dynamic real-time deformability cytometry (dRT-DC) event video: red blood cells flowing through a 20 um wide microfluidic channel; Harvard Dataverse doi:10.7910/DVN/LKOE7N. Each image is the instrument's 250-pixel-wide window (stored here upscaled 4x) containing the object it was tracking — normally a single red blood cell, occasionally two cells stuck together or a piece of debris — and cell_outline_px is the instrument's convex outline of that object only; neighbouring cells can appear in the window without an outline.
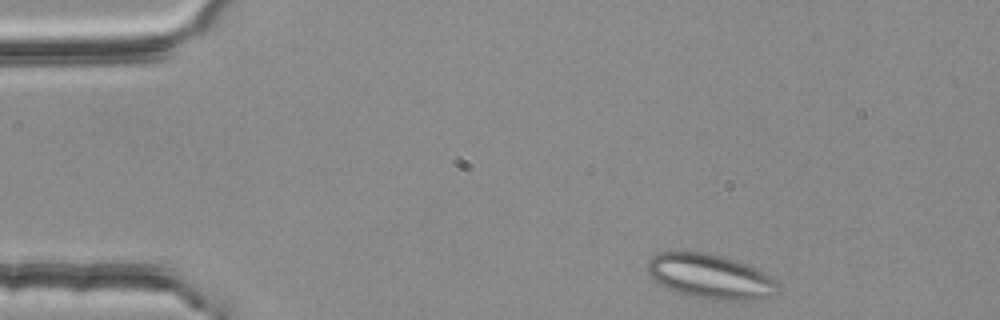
{"species": "common noctule bat (a hibernating species)", "species_latin": "Nyctalus noctula", "temperature_condition": "room temperature", "stored_images_in_passage": 45, "segment_of_instrument_passage": [1, 2], "camera_frame_rate_fps": 3000, "um_per_image_px": 0.085, "animal": {"sex": "female", "body_mass_g": 25.1}, "frame": {"image": 1, "passage_image": 1, "time_ms": 0.0, "image_size_px": [1000, 320], "cell_outline_px": [[780, 284], [776, 292], [768, 296], [748, 300], [716, 300], [676, 292], [652, 280], [648, 272], [648, 260], [652, 256], [660, 252], [708, 252], [724, 256], [748, 264], [764, 272], [776, 280]], "centroid_in_image_um": [60.37, 23.48], "position_along_channel_um": 24.6, "area_um2": 33.81}}